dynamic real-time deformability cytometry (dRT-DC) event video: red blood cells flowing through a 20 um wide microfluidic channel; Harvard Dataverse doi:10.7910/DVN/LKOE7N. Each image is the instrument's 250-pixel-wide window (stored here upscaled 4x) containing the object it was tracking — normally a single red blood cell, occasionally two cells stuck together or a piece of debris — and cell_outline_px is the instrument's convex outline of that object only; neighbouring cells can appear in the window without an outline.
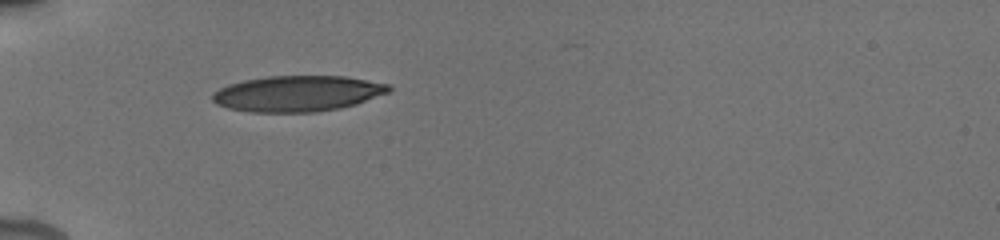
{"species": "human", "species_latin": "Homo sapiens", "temperature_condition": "cold", "stored_images_in_passage": 4, "camera_frame_rate_fps": 3000, "um_per_image_px": 0.085, "donor": {"sex": "male"}, "frame": {"image": 1, "passage_image": 1, "time_ms": 0.0, "image_size_px": [1000, 240], "cell_outline_px": [[392, 92], [356, 104], [340, 108], [316, 112], [252, 112], [228, 108], [216, 104], [212, 100], [212, 92], [228, 84], [244, 80], [268, 76], [344, 76], [392, 84]], "centroid_in_image_um": [25.33, 7.95], "position_along_channel_um": 59.7, "area_um2": 37.17}}